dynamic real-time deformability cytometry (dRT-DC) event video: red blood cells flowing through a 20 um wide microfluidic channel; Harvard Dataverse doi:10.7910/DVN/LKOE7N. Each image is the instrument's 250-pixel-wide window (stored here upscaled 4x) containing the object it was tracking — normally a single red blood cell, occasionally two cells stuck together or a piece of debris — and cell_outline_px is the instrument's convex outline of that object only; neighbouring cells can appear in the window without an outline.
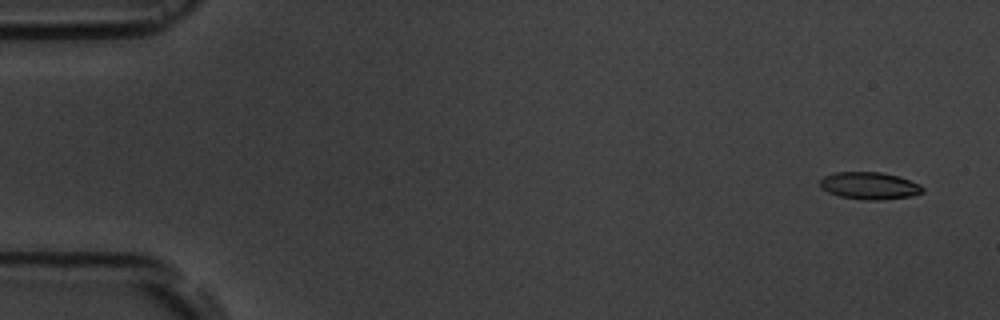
{"species": "common noctule bat (a hibernating species)", "species_latin": "Nyctalus noctula", "temperature_condition": "room temperature", "stored_images_in_passage": 4, "camera_frame_rate_fps": 3000, "um_per_image_px": 0.085, "animal": {"sex": "male", "body_mass_g": 19.5, "forearm_length_mm": 54.6}, "frame": {"image": 1, "passage_image": 1, "time_ms": 0.0, "image_size_px": [1000, 320], "cell_outline_px": [[924, 192], [912, 196], [876, 200], [860, 200], [840, 196], [828, 192], [820, 188], [820, 180], [824, 176], [832, 172], [880, 172], [900, 176], [920, 184], [924, 188]], "centroid_in_image_um": [73.9, 15.78], "position_along_channel_um": 11.1, "area_um2": 16.47}}
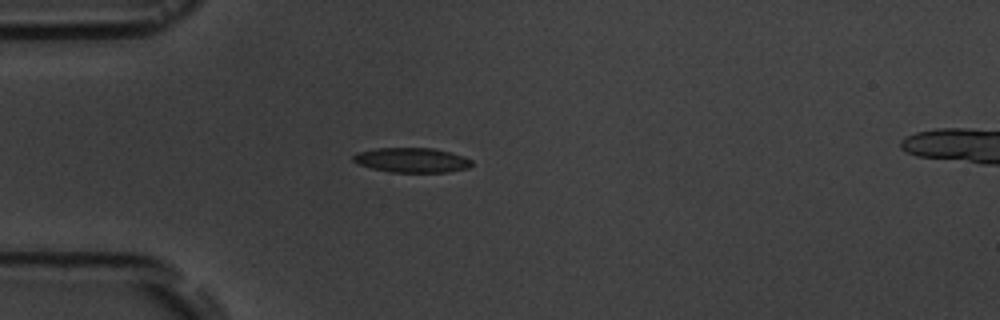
{"frame": {"image": 2, "passage_image": 4, "time_ms": 4.333, "image_size_px": [1000, 320], "cell_outline_px": [[472, 164], [468, 168], [448, 172], [392, 172], [372, 168], [360, 164], [352, 160], [352, 156], [356, 152], [376, 148], [432, 148], [464, 156], [472, 160]], "centroid_in_image_um": [35.0, 13.6], "position_along_channel_um": 50.0, "area_um2": 16.99}}